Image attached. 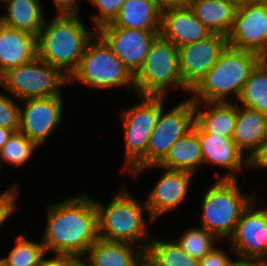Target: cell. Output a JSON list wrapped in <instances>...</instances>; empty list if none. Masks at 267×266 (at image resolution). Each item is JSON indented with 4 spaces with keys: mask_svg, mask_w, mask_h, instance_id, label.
Wrapping results in <instances>:
<instances>
[{
    "mask_svg": "<svg viewBox=\"0 0 267 266\" xmlns=\"http://www.w3.org/2000/svg\"><path fill=\"white\" fill-rule=\"evenodd\" d=\"M162 11L154 0H125L112 24L120 28L160 31Z\"/></svg>",
    "mask_w": 267,
    "mask_h": 266,
    "instance_id": "d4e9b609",
    "label": "cell"
},
{
    "mask_svg": "<svg viewBox=\"0 0 267 266\" xmlns=\"http://www.w3.org/2000/svg\"><path fill=\"white\" fill-rule=\"evenodd\" d=\"M230 258L225 251L215 247L199 260V266H230L233 262Z\"/></svg>",
    "mask_w": 267,
    "mask_h": 266,
    "instance_id": "e575fe53",
    "label": "cell"
},
{
    "mask_svg": "<svg viewBox=\"0 0 267 266\" xmlns=\"http://www.w3.org/2000/svg\"><path fill=\"white\" fill-rule=\"evenodd\" d=\"M70 83L57 67L34 58L32 61L11 68L0 77L1 87L16 97L25 100L49 96H61L60 87Z\"/></svg>",
    "mask_w": 267,
    "mask_h": 266,
    "instance_id": "9c48e42d",
    "label": "cell"
},
{
    "mask_svg": "<svg viewBox=\"0 0 267 266\" xmlns=\"http://www.w3.org/2000/svg\"><path fill=\"white\" fill-rule=\"evenodd\" d=\"M226 1L232 2L236 6H240L241 4H243L245 2V0H226Z\"/></svg>",
    "mask_w": 267,
    "mask_h": 266,
    "instance_id": "ee69618b",
    "label": "cell"
},
{
    "mask_svg": "<svg viewBox=\"0 0 267 266\" xmlns=\"http://www.w3.org/2000/svg\"><path fill=\"white\" fill-rule=\"evenodd\" d=\"M20 101L24 104L23 109L20 108L18 131L40 147L62 123V96L30 98Z\"/></svg>",
    "mask_w": 267,
    "mask_h": 266,
    "instance_id": "5bb4252c",
    "label": "cell"
},
{
    "mask_svg": "<svg viewBox=\"0 0 267 266\" xmlns=\"http://www.w3.org/2000/svg\"><path fill=\"white\" fill-rule=\"evenodd\" d=\"M58 11L57 14H78L80 0H53ZM78 2V3H77Z\"/></svg>",
    "mask_w": 267,
    "mask_h": 266,
    "instance_id": "8d00e7d4",
    "label": "cell"
},
{
    "mask_svg": "<svg viewBox=\"0 0 267 266\" xmlns=\"http://www.w3.org/2000/svg\"><path fill=\"white\" fill-rule=\"evenodd\" d=\"M96 34L107 44L129 72L135 75L160 31L120 28L108 23L98 28Z\"/></svg>",
    "mask_w": 267,
    "mask_h": 266,
    "instance_id": "8fae6325",
    "label": "cell"
},
{
    "mask_svg": "<svg viewBox=\"0 0 267 266\" xmlns=\"http://www.w3.org/2000/svg\"><path fill=\"white\" fill-rule=\"evenodd\" d=\"M68 81L102 89L126 86L136 94L134 75L97 34L86 45L80 63Z\"/></svg>",
    "mask_w": 267,
    "mask_h": 266,
    "instance_id": "52a82bcc",
    "label": "cell"
},
{
    "mask_svg": "<svg viewBox=\"0 0 267 266\" xmlns=\"http://www.w3.org/2000/svg\"><path fill=\"white\" fill-rule=\"evenodd\" d=\"M136 94L139 96L165 97L167 90H190L183 84L179 71L177 47L159 34L140 69L134 75Z\"/></svg>",
    "mask_w": 267,
    "mask_h": 266,
    "instance_id": "8992f818",
    "label": "cell"
},
{
    "mask_svg": "<svg viewBox=\"0 0 267 266\" xmlns=\"http://www.w3.org/2000/svg\"><path fill=\"white\" fill-rule=\"evenodd\" d=\"M98 7L100 10L99 15L93 14L92 20L94 22V26L96 30L101 26L112 23L114 19L118 16L121 6L123 5L125 0H88Z\"/></svg>",
    "mask_w": 267,
    "mask_h": 266,
    "instance_id": "d6a6232c",
    "label": "cell"
},
{
    "mask_svg": "<svg viewBox=\"0 0 267 266\" xmlns=\"http://www.w3.org/2000/svg\"><path fill=\"white\" fill-rule=\"evenodd\" d=\"M230 266H267L263 261L256 259H235Z\"/></svg>",
    "mask_w": 267,
    "mask_h": 266,
    "instance_id": "ab89813d",
    "label": "cell"
},
{
    "mask_svg": "<svg viewBox=\"0 0 267 266\" xmlns=\"http://www.w3.org/2000/svg\"><path fill=\"white\" fill-rule=\"evenodd\" d=\"M250 168H266L267 169V138L262 143L260 149L249 160Z\"/></svg>",
    "mask_w": 267,
    "mask_h": 266,
    "instance_id": "d590c367",
    "label": "cell"
},
{
    "mask_svg": "<svg viewBox=\"0 0 267 266\" xmlns=\"http://www.w3.org/2000/svg\"><path fill=\"white\" fill-rule=\"evenodd\" d=\"M71 256L56 254L52 258H44V256L39 260L36 266H67L68 260Z\"/></svg>",
    "mask_w": 267,
    "mask_h": 266,
    "instance_id": "74e56055",
    "label": "cell"
},
{
    "mask_svg": "<svg viewBox=\"0 0 267 266\" xmlns=\"http://www.w3.org/2000/svg\"><path fill=\"white\" fill-rule=\"evenodd\" d=\"M160 34L178 48L205 39L212 32L186 5L162 11Z\"/></svg>",
    "mask_w": 267,
    "mask_h": 266,
    "instance_id": "ac0fdd59",
    "label": "cell"
},
{
    "mask_svg": "<svg viewBox=\"0 0 267 266\" xmlns=\"http://www.w3.org/2000/svg\"><path fill=\"white\" fill-rule=\"evenodd\" d=\"M83 258V260H82ZM67 266H92L85 257H71Z\"/></svg>",
    "mask_w": 267,
    "mask_h": 266,
    "instance_id": "60d3db41",
    "label": "cell"
},
{
    "mask_svg": "<svg viewBox=\"0 0 267 266\" xmlns=\"http://www.w3.org/2000/svg\"><path fill=\"white\" fill-rule=\"evenodd\" d=\"M46 229L41 241L46 253L84 257L99 238L94 199L86 194L48 204Z\"/></svg>",
    "mask_w": 267,
    "mask_h": 266,
    "instance_id": "6da1fadb",
    "label": "cell"
},
{
    "mask_svg": "<svg viewBox=\"0 0 267 266\" xmlns=\"http://www.w3.org/2000/svg\"><path fill=\"white\" fill-rule=\"evenodd\" d=\"M174 240L189 256L201 260L216 247L214 243L219 239L203 227H193Z\"/></svg>",
    "mask_w": 267,
    "mask_h": 266,
    "instance_id": "f546056e",
    "label": "cell"
},
{
    "mask_svg": "<svg viewBox=\"0 0 267 266\" xmlns=\"http://www.w3.org/2000/svg\"><path fill=\"white\" fill-rule=\"evenodd\" d=\"M207 109L202 111L201 103H194L195 124L198 133H208L232 138L237 118V104L232 102H204Z\"/></svg>",
    "mask_w": 267,
    "mask_h": 266,
    "instance_id": "603a6c76",
    "label": "cell"
},
{
    "mask_svg": "<svg viewBox=\"0 0 267 266\" xmlns=\"http://www.w3.org/2000/svg\"><path fill=\"white\" fill-rule=\"evenodd\" d=\"M19 120L20 107L10 96L0 93V127L17 132Z\"/></svg>",
    "mask_w": 267,
    "mask_h": 266,
    "instance_id": "1f68e13d",
    "label": "cell"
},
{
    "mask_svg": "<svg viewBox=\"0 0 267 266\" xmlns=\"http://www.w3.org/2000/svg\"><path fill=\"white\" fill-rule=\"evenodd\" d=\"M189 0H154L161 11L186 6Z\"/></svg>",
    "mask_w": 267,
    "mask_h": 266,
    "instance_id": "f35d334b",
    "label": "cell"
},
{
    "mask_svg": "<svg viewBox=\"0 0 267 266\" xmlns=\"http://www.w3.org/2000/svg\"><path fill=\"white\" fill-rule=\"evenodd\" d=\"M114 195L107 206L94 200L99 237L109 241L135 243L146 251L152 237L144 218V211L148 214L145 202L132 196L126 187Z\"/></svg>",
    "mask_w": 267,
    "mask_h": 266,
    "instance_id": "277c9868",
    "label": "cell"
},
{
    "mask_svg": "<svg viewBox=\"0 0 267 266\" xmlns=\"http://www.w3.org/2000/svg\"><path fill=\"white\" fill-rule=\"evenodd\" d=\"M198 139L203 156V165L211 163L229 170L223 175L216 172L217 179L237 180V172L249 167V158L243 156V152L232 138L198 133Z\"/></svg>",
    "mask_w": 267,
    "mask_h": 266,
    "instance_id": "e0dca14e",
    "label": "cell"
},
{
    "mask_svg": "<svg viewBox=\"0 0 267 266\" xmlns=\"http://www.w3.org/2000/svg\"><path fill=\"white\" fill-rule=\"evenodd\" d=\"M165 98L161 97V110L147 145V166L159 164L171 146L191 131L195 124V108L191 98L164 112Z\"/></svg>",
    "mask_w": 267,
    "mask_h": 266,
    "instance_id": "30bf717a",
    "label": "cell"
},
{
    "mask_svg": "<svg viewBox=\"0 0 267 266\" xmlns=\"http://www.w3.org/2000/svg\"><path fill=\"white\" fill-rule=\"evenodd\" d=\"M141 98L140 103L121 111L126 148L122 170L128 173L147 166V145L161 110V97Z\"/></svg>",
    "mask_w": 267,
    "mask_h": 266,
    "instance_id": "ba28073f",
    "label": "cell"
},
{
    "mask_svg": "<svg viewBox=\"0 0 267 266\" xmlns=\"http://www.w3.org/2000/svg\"><path fill=\"white\" fill-rule=\"evenodd\" d=\"M6 14L0 15V22L10 28L23 30L38 36L45 21L40 0H0Z\"/></svg>",
    "mask_w": 267,
    "mask_h": 266,
    "instance_id": "cb8c5ba5",
    "label": "cell"
},
{
    "mask_svg": "<svg viewBox=\"0 0 267 266\" xmlns=\"http://www.w3.org/2000/svg\"><path fill=\"white\" fill-rule=\"evenodd\" d=\"M254 199L242 212L234 234L228 239L240 259H256L267 264V208H255Z\"/></svg>",
    "mask_w": 267,
    "mask_h": 266,
    "instance_id": "4fadbf2b",
    "label": "cell"
},
{
    "mask_svg": "<svg viewBox=\"0 0 267 266\" xmlns=\"http://www.w3.org/2000/svg\"><path fill=\"white\" fill-rule=\"evenodd\" d=\"M38 148L33 141L29 140L21 132H13L0 150L1 168H3V163L6 162L16 167L22 166L29 160L33 151Z\"/></svg>",
    "mask_w": 267,
    "mask_h": 266,
    "instance_id": "4dcf8cb0",
    "label": "cell"
},
{
    "mask_svg": "<svg viewBox=\"0 0 267 266\" xmlns=\"http://www.w3.org/2000/svg\"><path fill=\"white\" fill-rule=\"evenodd\" d=\"M203 164V156L200 142L198 139V130L194 126L191 131L178 139L170 148L166 157L155 165L145 166L135 170L131 175L137 177L144 169L160 167L171 170L187 171L195 174L196 170Z\"/></svg>",
    "mask_w": 267,
    "mask_h": 266,
    "instance_id": "44dd1931",
    "label": "cell"
},
{
    "mask_svg": "<svg viewBox=\"0 0 267 266\" xmlns=\"http://www.w3.org/2000/svg\"><path fill=\"white\" fill-rule=\"evenodd\" d=\"M228 45L267 58V5L244 2L237 6Z\"/></svg>",
    "mask_w": 267,
    "mask_h": 266,
    "instance_id": "7c38bea8",
    "label": "cell"
},
{
    "mask_svg": "<svg viewBox=\"0 0 267 266\" xmlns=\"http://www.w3.org/2000/svg\"><path fill=\"white\" fill-rule=\"evenodd\" d=\"M162 174L145 200L150 222L179 206L186 197L191 177L194 175L191 172L166 168Z\"/></svg>",
    "mask_w": 267,
    "mask_h": 266,
    "instance_id": "2e32d148",
    "label": "cell"
},
{
    "mask_svg": "<svg viewBox=\"0 0 267 266\" xmlns=\"http://www.w3.org/2000/svg\"><path fill=\"white\" fill-rule=\"evenodd\" d=\"M37 57V36L0 22V77Z\"/></svg>",
    "mask_w": 267,
    "mask_h": 266,
    "instance_id": "d6986e66",
    "label": "cell"
},
{
    "mask_svg": "<svg viewBox=\"0 0 267 266\" xmlns=\"http://www.w3.org/2000/svg\"><path fill=\"white\" fill-rule=\"evenodd\" d=\"M245 2L252 3V4L267 5V0H245Z\"/></svg>",
    "mask_w": 267,
    "mask_h": 266,
    "instance_id": "7bdbcfd3",
    "label": "cell"
},
{
    "mask_svg": "<svg viewBox=\"0 0 267 266\" xmlns=\"http://www.w3.org/2000/svg\"><path fill=\"white\" fill-rule=\"evenodd\" d=\"M134 244L98 238L84 256L92 266H145V251Z\"/></svg>",
    "mask_w": 267,
    "mask_h": 266,
    "instance_id": "ffe728a7",
    "label": "cell"
},
{
    "mask_svg": "<svg viewBox=\"0 0 267 266\" xmlns=\"http://www.w3.org/2000/svg\"><path fill=\"white\" fill-rule=\"evenodd\" d=\"M13 131L0 127V150L6 144L8 138L12 135Z\"/></svg>",
    "mask_w": 267,
    "mask_h": 266,
    "instance_id": "b9f144b4",
    "label": "cell"
},
{
    "mask_svg": "<svg viewBox=\"0 0 267 266\" xmlns=\"http://www.w3.org/2000/svg\"><path fill=\"white\" fill-rule=\"evenodd\" d=\"M253 195L242 192L238 179H216L202 199L201 227L218 239L228 240L234 234L242 212L256 199Z\"/></svg>",
    "mask_w": 267,
    "mask_h": 266,
    "instance_id": "5b68a950",
    "label": "cell"
},
{
    "mask_svg": "<svg viewBox=\"0 0 267 266\" xmlns=\"http://www.w3.org/2000/svg\"><path fill=\"white\" fill-rule=\"evenodd\" d=\"M267 138V116L242 105L237 106V118L232 140L247 153L249 160ZM249 151V152H247Z\"/></svg>",
    "mask_w": 267,
    "mask_h": 266,
    "instance_id": "7402d4cb",
    "label": "cell"
},
{
    "mask_svg": "<svg viewBox=\"0 0 267 266\" xmlns=\"http://www.w3.org/2000/svg\"><path fill=\"white\" fill-rule=\"evenodd\" d=\"M187 5L212 33L229 34L237 10L234 3L226 0H189Z\"/></svg>",
    "mask_w": 267,
    "mask_h": 266,
    "instance_id": "484cf974",
    "label": "cell"
},
{
    "mask_svg": "<svg viewBox=\"0 0 267 266\" xmlns=\"http://www.w3.org/2000/svg\"><path fill=\"white\" fill-rule=\"evenodd\" d=\"M15 242L8 256L0 258L3 266H36L47 254L42 241L33 242L21 234L16 237Z\"/></svg>",
    "mask_w": 267,
    "mask_h": 266,
    "instance_id": "f1b7e54d",
    "label": "cell"
},
{
    "mask_svg": "<svg viewBox=\"0 0 267 266\" xmlns=\"http://www.w3.org/2000/svg\"><path fill=\"white\" fill-rule=\"evenodd\" d=\"M145 266H199V260L189 256L175 240H150L145 251Z\"/></svg>",
    "mask_w": 267,
    "mask_h": 266,
    "instance_id": "4316f807",
    "label": "cell"
},
{
    "mask_svg": "<svg viewBox=\"0 0 267 266\" xmlns=\"http://www.w3.org/2000/svg\"><path fill=\"white\" fill-rule=\"evenodd\" d=\"M17 186L18 184L15 183V185L0 193V228L17 209L16 198L19 194Z\"/></svg>",
    "mask_w": 267,
    "mask_h": 266,
    "instance_id": "836d02e7",
    "label": "cell"
},
{
    "mask_svg": "<svg viewBox=\"0 0 267 266\" xmlns=\"http://www.w3.org/2000/svg\"><path fill=\"white\" fill-rule=\"evenodd\" d=\"M95 34L84 26L79 14H57L49 23L45 19L39 31L37 57L69 78Z\"/></svg>",
    "mask_w": 267,
    "mask_h": 266,
    "instance_id": "7a4b0ae2",
    "label": "cell"
},
{
    "mask_svg": "<svg viewBox=\"0 0 267 266\" xmlns=\"http://www.w3.org/2000/svg\"><path fill=\"white\" fill-rule=\"evenodd\" d=\"M262 59L252 51L241 50L229 45L221 52L216 64L190 91L194 103L230 102L227 96L238 100L251 70Z\"/></svg>",
    "mask_w": 267,
    "mask_h": 266,
    "instance_id": "3957f363",
    "label": "cell"
},
{
    "mask_svg": "<svg viewBox=\"0 0 267 266\" xmlns=\"http://www.w3.org/2000/svg\"><path fill=\"white\" fill-rule=\"evenodd\" d=\"M227 45V36L212 33L205 39L177 48L180 75L190 91L216 64Z\"/></svg>",
    "mask_w": 267,
    "mask_h": 266,
    "instance_id": "9a60e30c",
    "label": "cell"
},
{
    "mask_svg": "<svg viewBox=\"0 0 267 266\" xmlns=\"http://www.w3.org/2000/svg\"><path fill=\"white\" fill-rule=\"evenodd\" d=\"M237 101L267 116V58H262L251 70Z\"/></svg>",
    "mask_w": 267,
    "mask_h": 266,
    "instance_id": "83f0119b",
    "label": "cell"
}]
</instances>
